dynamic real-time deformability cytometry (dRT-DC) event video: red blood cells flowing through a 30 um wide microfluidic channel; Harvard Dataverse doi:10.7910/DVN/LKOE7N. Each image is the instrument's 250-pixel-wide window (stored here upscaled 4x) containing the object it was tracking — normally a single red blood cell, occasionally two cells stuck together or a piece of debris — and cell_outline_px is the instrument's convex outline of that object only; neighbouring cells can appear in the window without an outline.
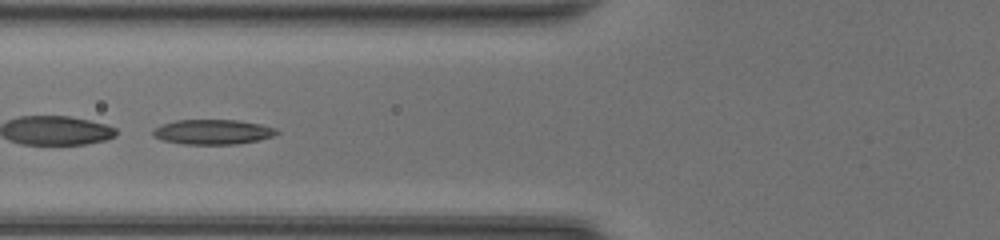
{"species": "common noctule bat (a hibernating species)", "species_latin": "Nyctalus noctula", "temperature_condition": "room temperature", "stored_images_in_passage": 48, "segment_of_instrument_passage": [2, 2], "camera_frame_rate_fps": 3000, "um_per_image_px": 0.085, "animal": {"sex": "female", "body_mass_g": 20.0, "forearm_length_mm": 54.0}, "frame": {"image": 1, "passage_image": 21, "time_ms": 6.667, "image_size_px": [1000, 240], "cell_outline_px": [[280, 132], [272, 136], [260, 140], [236, 144], [184, 144], [164, 140], [152, 136], [152, 132], [156, 128], [164, 124], [176, 120], [236, 120], [260, 124], [276, 128]], "centroid_in_image_um": [18.11, 11.21], "position_along_channel_um": 107.7, "area_um2": 17.8}}
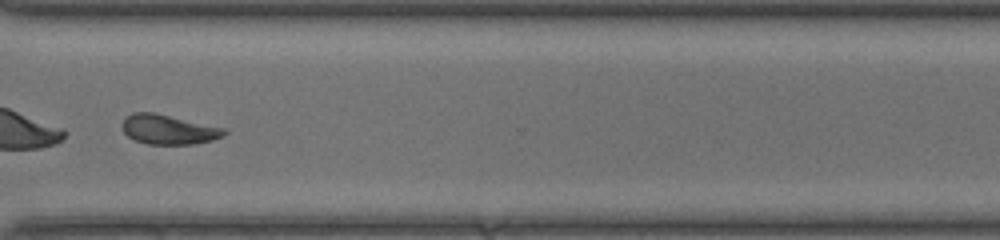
{"frame": {"image": 2, "passage_image": 38, "time_ms": 12.333, "image_size_px": [1000, 240], "cell_outline_px": [[228, 132], [224, 136], [212, 140], [192, 144], [148, 144], [136, 140], [128, 136], [124, 132], [120, 124], [124, 116], [132, 112], [152, 112], [224, 128]], "centroid_in_image_um": [14.28, 11.0], "position_along_channel_um": 356.3, "area_um2": 17.57}}